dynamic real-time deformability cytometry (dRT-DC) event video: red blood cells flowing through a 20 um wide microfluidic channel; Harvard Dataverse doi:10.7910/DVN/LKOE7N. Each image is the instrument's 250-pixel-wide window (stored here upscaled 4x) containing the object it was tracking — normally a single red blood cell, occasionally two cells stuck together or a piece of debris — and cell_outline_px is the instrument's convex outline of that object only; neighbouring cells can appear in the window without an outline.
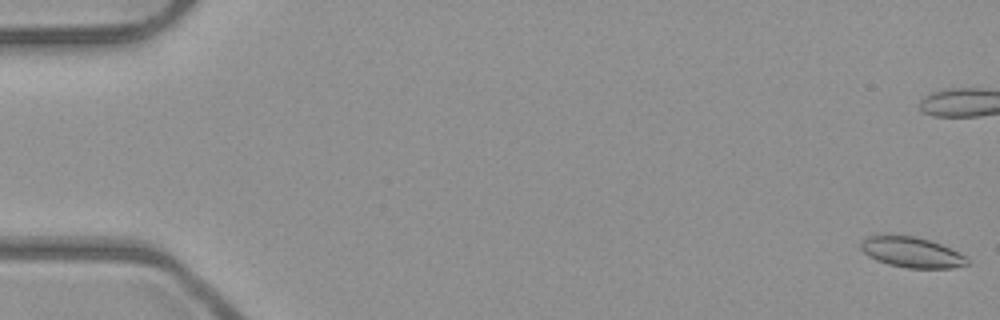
{"species": "common noctule bat (a hibernating species)", "species_latin": "Nyctalus noctula", "temperature_condition": "room temperature", "stored_images_in_passage": 54, "camera_frame_rate_fps": 3000, "um_per_image_px": 0.085, "animal": {"sex": "male", "body_mass_g": 23.1, "forearm_length_mm": 52.7}, "frame": {"image": 1, "passage_image": 1, "time_ms": 0.0, "image_size_px": [1000, 320], "cell_outline_px": [[972, 264], [952, 268], [908, 268], [888, 264], [876, 260], [868, 256], [860, 248], [860, 240], [868, 236], [884, 232], [912, 236], [932, 240], [968, 256]], "centroid_in_image_um": [77.49, 21.41], "position_along_channel_um": 7.5, "area_um2": 19.71}, "authors_computed_cell_mechanics": {"area_um2": 18.5538, "velocity_mm_per_s": 3.9547, "shape_relaxation_time_tau1_ms": null, "shape_relaxation_time_tau2_ms": 11.2025, "deformation_change_tau1": null, "deformation_change_tau2": 0.1645}}